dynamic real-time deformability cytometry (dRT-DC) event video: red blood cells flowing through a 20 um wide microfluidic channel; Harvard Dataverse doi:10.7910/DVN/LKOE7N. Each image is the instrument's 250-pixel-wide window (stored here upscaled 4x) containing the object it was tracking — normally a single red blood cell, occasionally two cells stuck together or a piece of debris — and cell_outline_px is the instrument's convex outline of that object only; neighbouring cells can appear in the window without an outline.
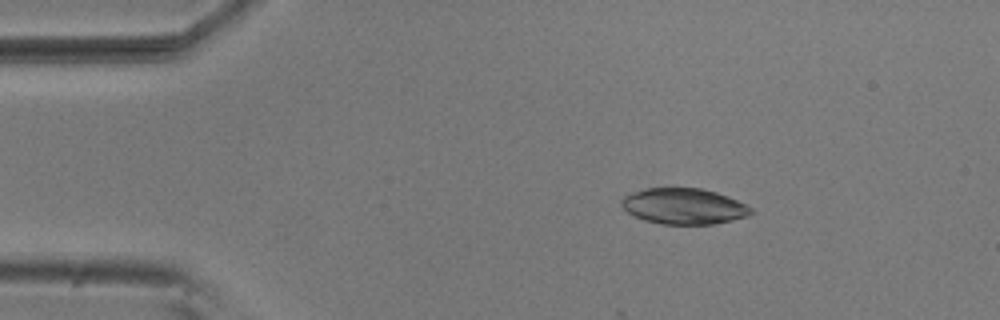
{"species": "common noctule bat (a hibernating species)", "species_latin": "Nyctalus noctula", "temperature_condition": "room temperature", "stored_images_in_passage": 4, "camera_frame_rate_fps": 3000, "um_per_image_px": 0.085, "animal": {"sex": "male", "body_mass_g": 20.5, "forearm_length_mm": 52.5}, "frame": {"image": 1, "passage_image": 2, "time_ms": 0.333, "image_size_px": [1000, 320], "cell_outline_px": [[752, 212], [748, 216], [732, 220], [712, 224], [660, 224], [644, 220], [628, 212], [620, 204], [620, 200], [624, 196], [632, 192], [644, 188], [700, 188], [716, 192], [728, 196], [752, 208]], "centroid_in_image_um": [58.1, 17.52], "position_along_channel_um": 26.9, "area_um2": 26.99}}
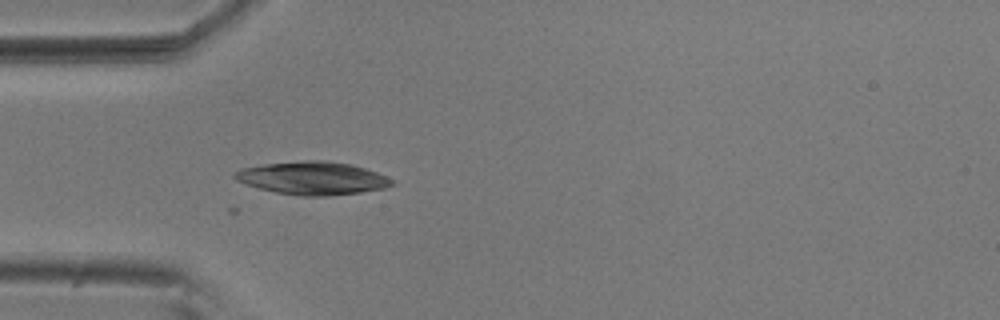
{"frame": {"image": 2, "passage_image": 4, "time_ms": 1.0, "image_size_px": [1000, 320], "cell_outline_px": [[396, 184], [384, 188], [360, 192], [328, 196], [300, 196], [276, 192], [260, 188], [236, 180], [232, 176], [240, 168], [264, 164], [304, 160], [324, 160], [352, 164], [376, 172], [392, 180]], "centroid_in_image_um": [26.57, 15.14], "position_along_channel_um": 58.4, "area_um2": 30.06}}